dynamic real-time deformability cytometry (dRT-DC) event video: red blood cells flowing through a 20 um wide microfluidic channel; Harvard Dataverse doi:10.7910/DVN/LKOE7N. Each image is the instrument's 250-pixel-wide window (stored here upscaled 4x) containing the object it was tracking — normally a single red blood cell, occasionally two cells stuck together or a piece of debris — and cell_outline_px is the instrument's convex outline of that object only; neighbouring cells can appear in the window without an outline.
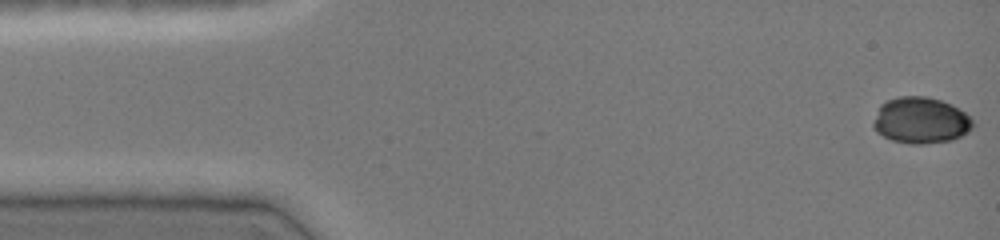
{"species": "common noctule bat (a hibernating species)", "species_latin": "Nyctalus noctula", "temperature_condition": "cold", "stored_images_in_passage": 47, "camera_frame_rate_fps": 3000, "um_per_image_px": 0.085, "animal": {"sex": "female", "body_mass_g": 19.0, "forearm_length_mm": 51.5}, "frame": {"image": 1, "passage_image": 1, "time_ms": 0.0, "image_size_px": [1000, 240], "cell_outline_px": [[976, 124], [968, 132], [952, 140], [924, 144], [908, 144], [892, 140], [876, 132], [872, 124], [880, 104], [888, 100], [900, 96], [928, 96], [952, 104], [964, 112]], "centroid_in_image_um": [78.26, 10.23], "position_along_channel_um": 6.7, "area_um2": 26.99}}
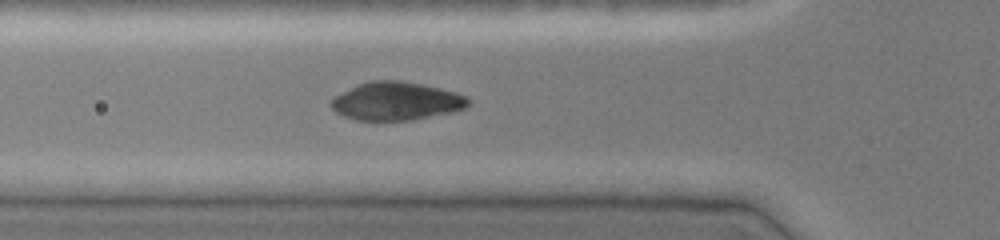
{"frame": {"image": 2, "passage_image": 16, "time_ms": 5.0, "image_size_px": [1000, 240], "cell_outline_px": [[472, 100], [464, 108], [448, 112], [408, 120], [356, 120], [344, 116], [336, 112], [328, 104], [336, 96], [356, 84], [368, 80], [400, 80], [440, 88], [456, 92], [468, 96]], "centroid_in_image_um": [33.65, 8.58], "position_along_channel_um": 92.1, "area_um2": 30.35}}
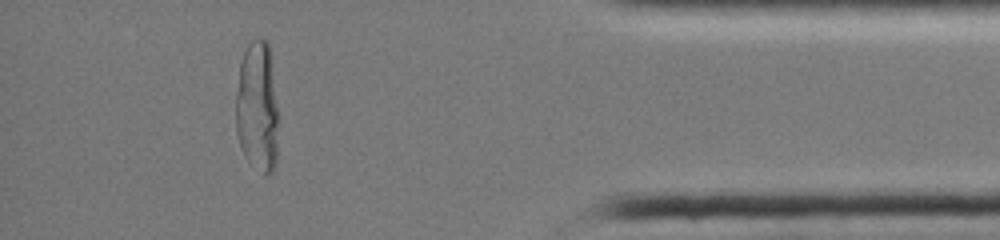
{"frame": {"image": 3, "passage_image": 42, "time_ms": 13.667, "image_size_px": [1000, 240], "cell_outline_px": [[280, 116], [276, 168], [268, 176], [264, 176], [244, 156], [240, 148], [236, 132], [236, 92], [240, 60], [248, 44], [252, 40], [268, 40], [280, 112]], "centroid_in_image_um": [21.92, 9.16], "position_along_channel_um": 413.3, "area_um2": 33.93}}